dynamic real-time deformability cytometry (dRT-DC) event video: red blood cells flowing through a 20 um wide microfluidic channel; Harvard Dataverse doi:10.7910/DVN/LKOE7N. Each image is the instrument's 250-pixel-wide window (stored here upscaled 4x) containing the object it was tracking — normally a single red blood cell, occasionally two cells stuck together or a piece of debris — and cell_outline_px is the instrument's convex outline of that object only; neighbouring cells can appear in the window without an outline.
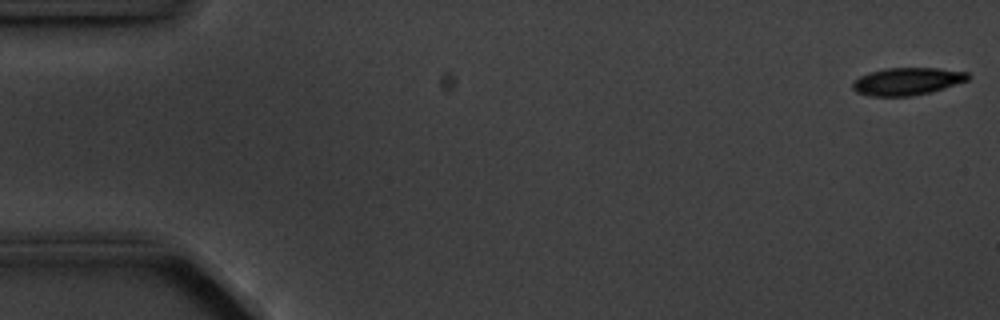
{"species": "common noctule bat (a hibernating species)", "species_latin": "Nyctalus noctula", "temperature_condition": "cold", "stored_images_in_passage": 4, "camera_frame_rate_fps": 3000, "um_per_image_px": 0.085, "animal": {"sex": "male", "body_mass_g": 20.1, "forearm_length_mm": 53.5}, "frame": {"image": 1, "passage_image": 1, "time_ms": 0.0, "image_size_px": [1000, 320], "cell_outline_px": [[972, 76], [968, 80], [944, 88], [912, 96], [868, 96], [856, 92], [852, 88], [852, 80], [868, 72], [884, 68], [940, 68], [968, 72]], "centroid_in_image_um": [77.08, 6.9], "position_along_channel_um": 7.9, "area_um2": 18.67}}